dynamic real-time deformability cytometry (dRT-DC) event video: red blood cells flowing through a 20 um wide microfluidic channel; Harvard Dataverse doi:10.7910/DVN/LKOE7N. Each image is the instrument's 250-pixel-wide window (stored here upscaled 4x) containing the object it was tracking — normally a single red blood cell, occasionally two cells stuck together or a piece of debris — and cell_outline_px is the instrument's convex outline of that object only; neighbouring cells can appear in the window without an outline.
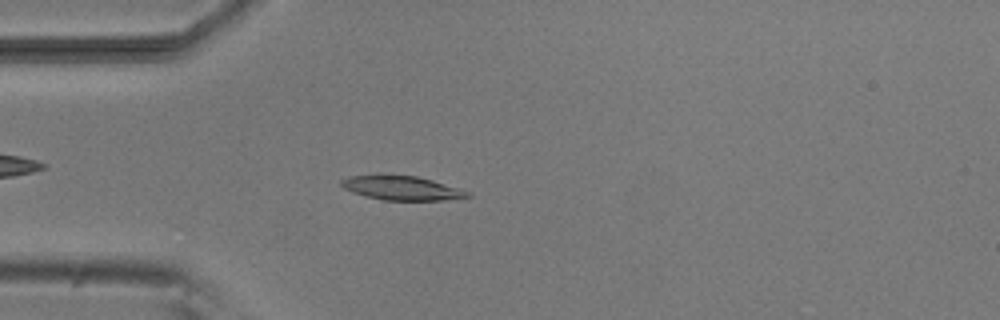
{"species": "common noctule bat (a hibernating species)", "species_latin": "Nyctalus noctula", "temperature_condition": "room temperature", "stored_images_in_passage": 45, "camera_frame_rate_fps": 3000, "um_per_image_px": 0.085, "animal": {"sex": "male", "body_mass_g": 20.5, "forearm_length_mm": 52.5}, "frame": {"image": 1, "passage_image": 7, "time_ms": 2.0, "image_size_px": [1000, 320], "cell_outline_px": [[472, 196], [440, 200], [384, 200], [364, 196], [352, 192], [344, 188], [340, 184], [340, 180], [348, 176], [376, 172], [380, 172], [416, 176], [432, 180], [460, 188], [472, 192]], "centroid_in_image_um": [34.07, 15.93], "position_along_channel_um": 50.9, "area_um2": 18.5}}
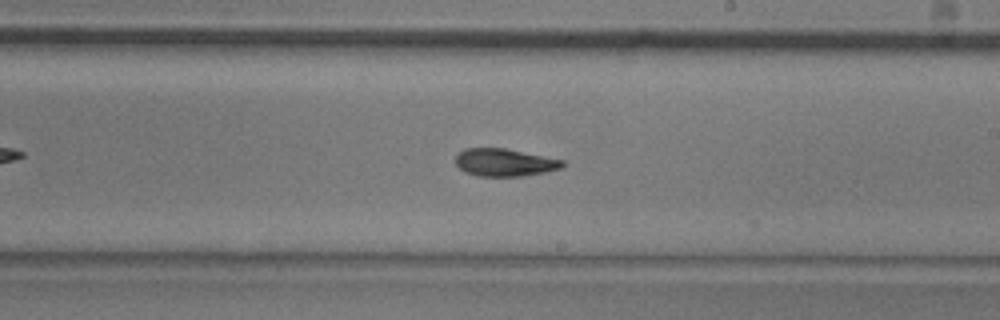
{"frame": {"image": 2, "passage_image": 23, "time_ms": 7.333, "image_size_px": [1000, 320], "cell_outline_px": [[568, 164], [564, 168], [548, 172], [524, 176], [476, 176], [464, 172], [456, 164], [456, 156], [464, 148], [504, 148], [564, 160]], "centroid_in_image_um": [42.95, 13.82], "position_along_channel_um": 246.1, "area_um2": 17.46}}
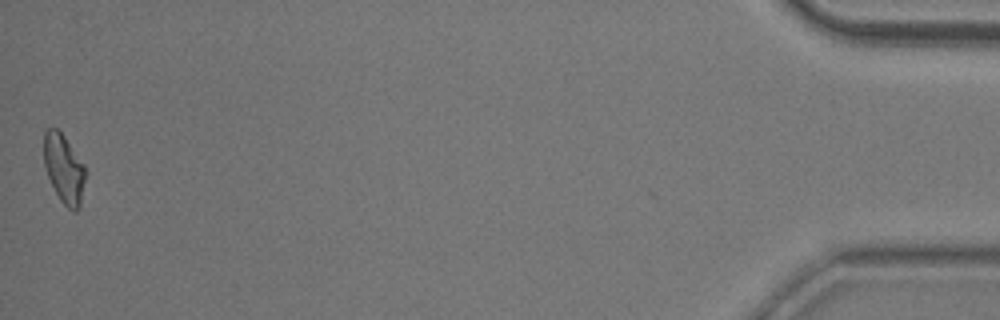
{"frame": {"image": 3, "passage_image": 45, "time_ms": 14.667, "image_size_px": [1000, 320], "cell_outline_px": [[84, 180], [80, 208], [76, 212], [68, 208], [60, 200], [48, 176], [44, 164], [44, 132], [48, 128], [56, 128], [64, 136], [84, 164]], "centroid_in_image_um": [5.42, 14.34], "position_along_channel_um": 429.8, "area_um2": 16.36}, "authors_computed_cell_mechanics": {"area_um2": 17.4556, "velocity_mm_per_s": 3.8297, "shape_relaxation_time_tau1_ms": 4.7003, "shape_relaxation_time_tau2_ms": 2.757, "deformation_change_tau1": 0.1377, "deformation_change_tau2": 0.0815}}